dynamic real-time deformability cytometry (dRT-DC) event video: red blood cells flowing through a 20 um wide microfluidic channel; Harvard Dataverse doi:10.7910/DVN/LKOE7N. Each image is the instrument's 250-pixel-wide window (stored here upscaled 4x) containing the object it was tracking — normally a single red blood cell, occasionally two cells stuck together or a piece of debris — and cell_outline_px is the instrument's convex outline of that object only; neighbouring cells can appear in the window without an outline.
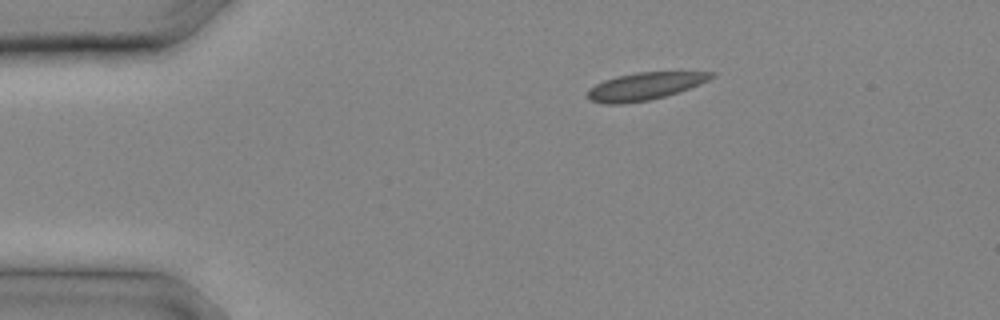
{"species": "common noctule bat (a hibernating species)", "species_latin": "Nyctalus noctula", "temperature_condition": "cold", "stored_images_in_passage": 12, "camera_frame_rate_fps": 3000, "um_per_image_px": 0.085, "animal": {"sex": "male", "body_mass_g": 20.4}, "frame": {"image": 1, "passage_image": 1, "time_ms": 0.0, "image_size_px": [1000, 320], "cell_outline_px": [[716, 76], [700, 84], [664, 96], [648, 100], [620, 104], [604, 104], [592, 100], [588, 96], [588, 88], [604, 80], [616, 76], [636, 72], [716, 72]], "centroid_in_image_um": [54.8, 7.32], "position_along_channel_um": 30.2, "area_um2": 19.54}}
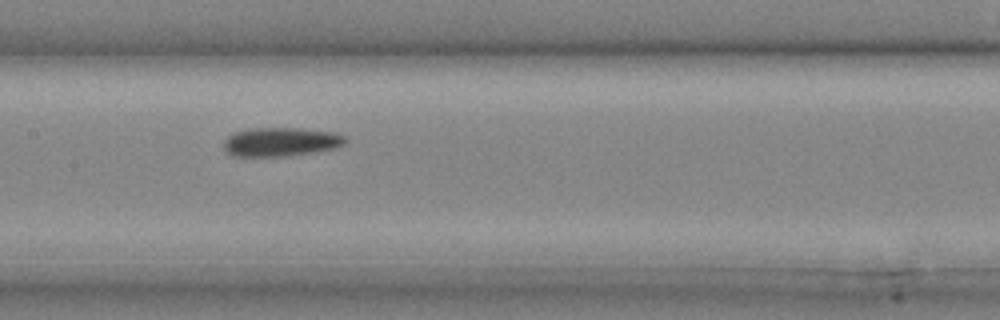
{"frame": {"image": 2, "passage_image": 9, "time_ms": 2.667, "image_size_px": [1000, 320], "cell_outline_px": [[348, 140], [344, 144], [336, 148], [288, 156], [232, 156], [224, 148], [224, 140], [228, 136], [236, 132], [252, 128], [300, 128], [332, 132], [344, 136]], "centroid_in_image_um": [23.88, 12.06], "position_along_channel_um": 183.5, "area_um2": 20.35}}
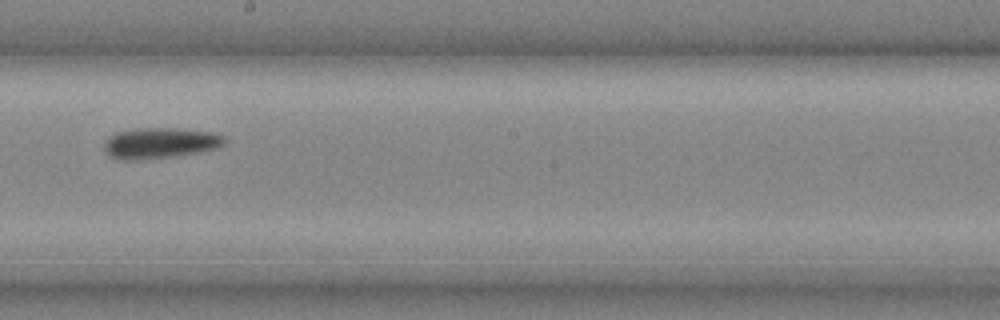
{"frame": {"image": 3, "passage_image": 11, "time_ms": 3.333, "image_size_px": [1000, 320], "cell_outline_px": [[224, 144], [220, 148], [200, 152], [172, 156], [140, 160], [124, 160], [108, 156], [104, 152], [104, 144], [108, 136], [116, 132], [136, 128], [172, 128], [212, 132], [224, 136]], "centroid_in_image_um": [13.57, 12.16], "position_along_channel_um": 234.6, "area_um2": 21.73}}